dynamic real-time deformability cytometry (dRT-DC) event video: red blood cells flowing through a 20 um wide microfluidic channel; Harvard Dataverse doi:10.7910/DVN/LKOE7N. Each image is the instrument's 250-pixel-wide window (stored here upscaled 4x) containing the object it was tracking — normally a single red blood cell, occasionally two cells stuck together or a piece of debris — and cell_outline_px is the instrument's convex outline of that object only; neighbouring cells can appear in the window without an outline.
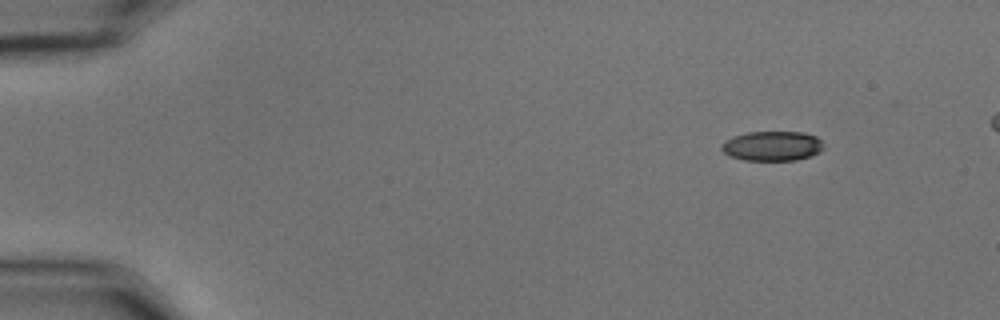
{"species": "common noctule bat (a hibernating species)", "species_latin": "Nyctalus noctula", "temperature_condition": "cold", "stored_images_in_passage": 49, "camera_frame_rate_fps": 3000, "um_per_image_px": 0.085, "animal": {"sex": "male", "body_mass_g": 15.6}, "frame": {"image": 1, "passage_image": 1, "time_ms": 0.0, "image_size_px": [1000, 320], "cell_outline_px": [[824, 148], [820, 152], [796, 160], [744, 160], [732, 156], [724, 152], [720, 148], [720, 144], [724, 140], [732, 136], [748, 132], [800, 132], [816, 136], [820, 140]], "centroid_in_image_um": [65.61, 12.4], "position_along_channel_um": 19.4, "area_um2": 17.63}}
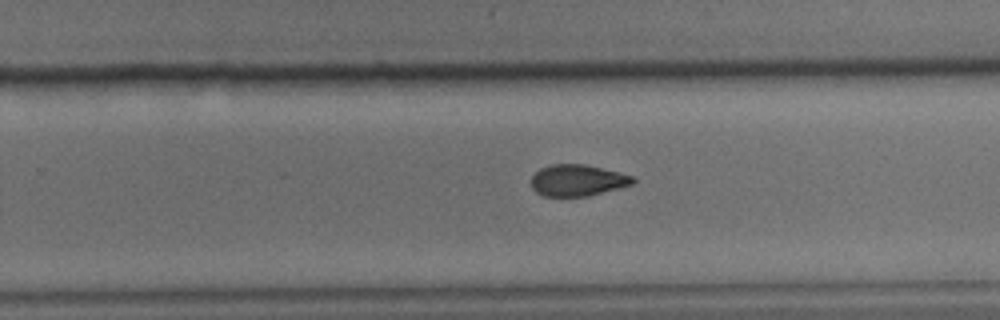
{"frame": {"image": 2, "passage_image": 31, "time_ms": 10.0, "image_size_px": [1000, 320], "cell_outline_px": [[636, 180], [632, 184], [588, 196], [544, 196], [536, 192], [532, 188], [532, 176], [540, 168], [552, 164], [584, 164], [620, 172], [632, 176]], "centroid_in_image_um": [49.08, 15.32], "position_along_channel_um": 280.7, "area_um2": 18.5}}
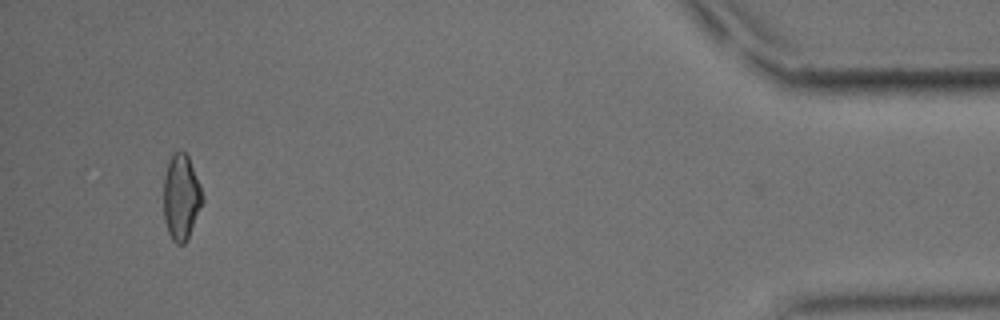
{"frame": {"image": 3, "passage_image": 48, "time_ms": 15.667, "image_size_px": [1000, 320], "cell_outline_px": [[204, 200], [188, 240], [184, 244], [176, 244], [172, 240], [168, 232], [164, 220], [164, 176], [168, 160], [172, 152], [184, 152], [188, 156], [200, 184], [204, 196]], "centroid_in_image_um": [15.41, 16.78], "position_along_channel_um": 419.8, "area_um2": 19.65}}